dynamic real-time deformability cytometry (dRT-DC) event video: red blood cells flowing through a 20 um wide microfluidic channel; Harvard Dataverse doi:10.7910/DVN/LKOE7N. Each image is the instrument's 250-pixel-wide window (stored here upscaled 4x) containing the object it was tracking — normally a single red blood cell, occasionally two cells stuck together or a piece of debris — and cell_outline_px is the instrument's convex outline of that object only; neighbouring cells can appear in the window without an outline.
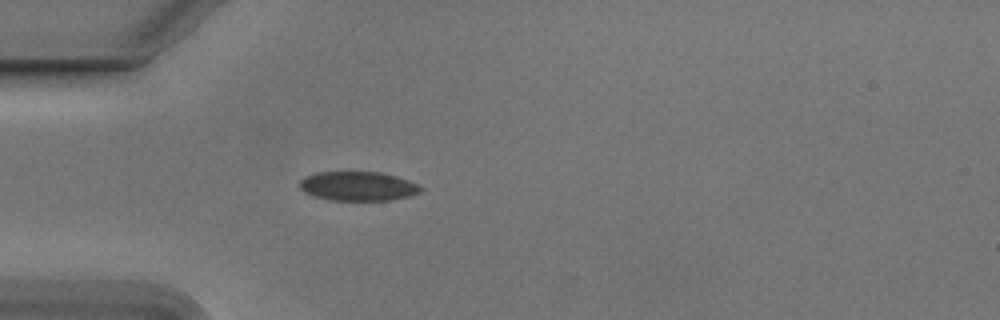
{"species": "Egyptian fruit bat (a non-hibernating species)", "species_latin": "Rousettus aegyptiacus", "temperature_condition": "cold", "stored_images_in_passage": 14, "camera_frame_rate_fps": 3000, "um_per_image_px": 0.085, "animal": {"sex": "male"}, "frame": {"image": 1, "passage_image": 7, "time_ms": 2.0, "image_size_px": [1000, 320], "cell_outline_px": [[424, 188], [420, 192], [408, 196], [388, 200], [328, 200], [312, 196], [304, 192], [300, 188], [300, 180], [304, 176], [316, 172], [380, 172], [396, 176], [408, 180]], "centroid_in_image_um": [30.38, 15.82], "position_along_channel_um": 54.6, "area_um2": 20.63}}